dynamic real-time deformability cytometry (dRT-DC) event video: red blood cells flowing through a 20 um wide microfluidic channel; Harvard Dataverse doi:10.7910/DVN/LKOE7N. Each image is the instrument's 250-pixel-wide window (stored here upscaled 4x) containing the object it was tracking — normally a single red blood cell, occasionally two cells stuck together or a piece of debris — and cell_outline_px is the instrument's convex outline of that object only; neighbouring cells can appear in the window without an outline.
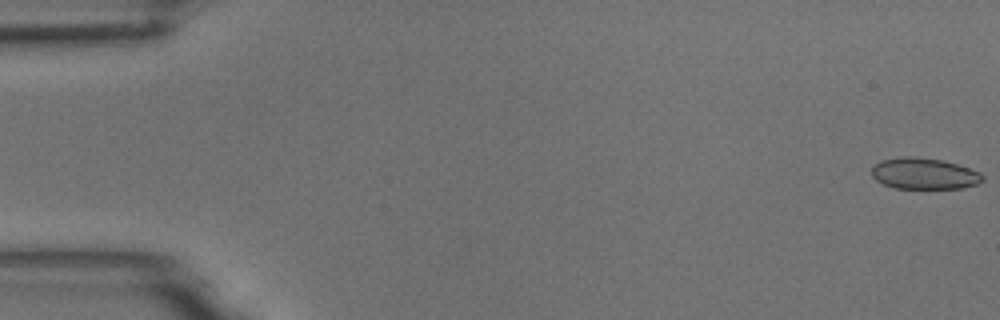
{"species": "common noctule bat (a hibernating species)", "species_latin": "Nyctalus noctula", "temperature_condition": "room temperature", "stored_images_in_passage": 57, "camera_frame_rate_fps": 3000, "um_per_image_px": 0.085, "animal": {"sex": "male", "body_mass_g": 18.8}, "frame": {"image": 1, "passage_image": 1, "time_ms": 0.0, "image_size_px": [1000, 320], "cell_outline_px": [[984, 180], [976, 184], [960, 188], [896, 188], [884, 184], [876, 180], [872, 176], [872, 168], [880, 160], [904, 156], [912, 156], [940, 160], [956, 164], [980, 172], [984, 176]], "centroid_in_image_um": [78.54, 14.75], "position_along_channel_um": 6.5, "area_um2": 20.0}}
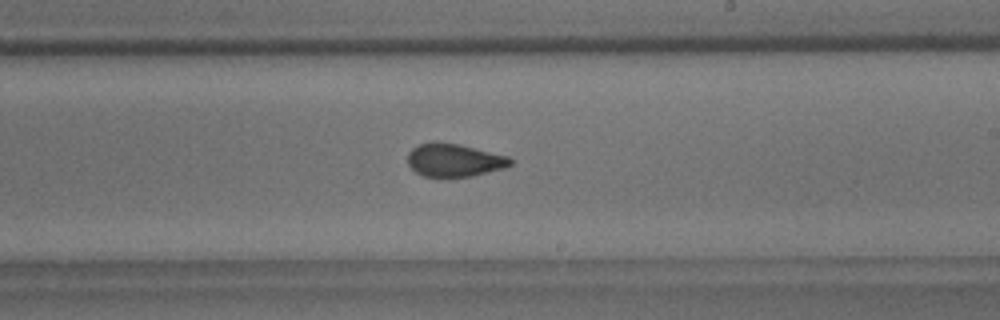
{"frame": {"image": 2, "passage_image": 34, "time_ms": 11.0, "image_size_px": [1000, 320], "cell_outline_px": [[512, 164], [504, 168], [472, 176], [424, 176], [416, 172], [408, 164], [408, 152], [412, 148], [420, 144], [432, 140], [436, 140], [460, 144], [508, 156], [512, 160]], "centroid_in_image_um": [38.59, 13.58], "position_along_channel_um": 250.4, "area_um2": 19.83}}
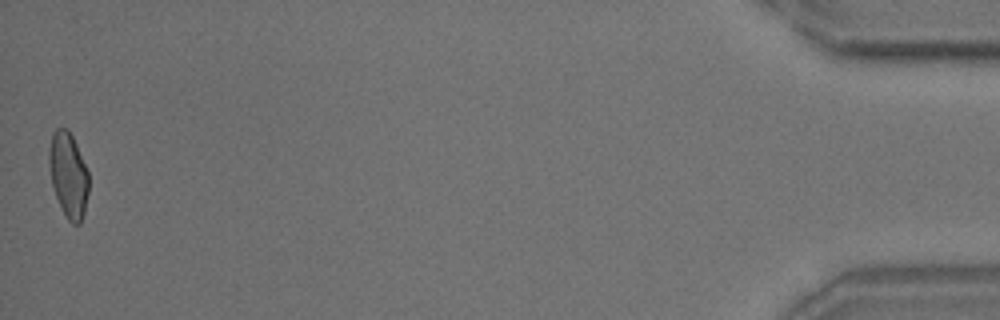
{"frame": {"image": 3, "passage_image": 57, "time_ms": 18.667, "image_size_px": [1000, 320], "cell_outline_px": [[88, 192], [84, 212], [80, 224], [72, 224], [68, 220], [56, 196], [52, 184], [48, 164], [48, 152], [52, 132], [56, 128], [68, 128], [76, 144], [88, 172]], "centroid_in_image_um": [5.79, 14.84], "position_along_channel_um": 429.4, "area_um2": 19.54}, "authors_computed_cell_mechanics": {"area_um2": 20.23, "velocity_mm_per_s": 3.565, "shape_relaxation_time_tau1_ms": null, "shape_relaxation_time_tau2_ms": 1.0916, "deformation_change_tau1": null, "deformation_change_tau2": 0.0568}}